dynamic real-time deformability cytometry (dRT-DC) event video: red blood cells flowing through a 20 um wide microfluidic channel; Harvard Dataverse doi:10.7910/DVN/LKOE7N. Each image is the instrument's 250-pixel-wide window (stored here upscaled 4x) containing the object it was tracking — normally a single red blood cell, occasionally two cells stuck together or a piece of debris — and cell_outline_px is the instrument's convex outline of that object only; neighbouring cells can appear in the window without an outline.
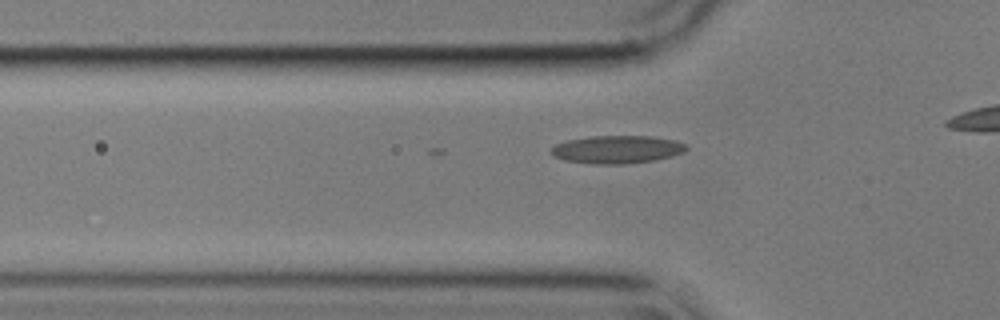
{"species": "common noctule bat (a hibernating species)", "species_latin": "Nyctalus noctula", "temperature_condition": "cold", "stored_images_in_passage": 19, "camera_frame_rate_fps": 3000, "um_per_image_px": 0.085, "animal": {"sex": "male", "body_mass_g": 17.9}, "frame": {"image": 1, "passage_image": 10, "time_ms": 3.0, "image_size_px": [1000, 320], "cell_outline_px": [[688, 148], [684, 152], [672, 156], [652, 160], [624, 164], [592, 164], [564, 160], [548, 152], [556, 144], [568, 140], [592, 136], [652, 136], [676, 140], [684, 144]], "centroid_in_image_um": [52.45, 12.7], "position_along_channel_um": 73.4, "area_um2": 21.91}}